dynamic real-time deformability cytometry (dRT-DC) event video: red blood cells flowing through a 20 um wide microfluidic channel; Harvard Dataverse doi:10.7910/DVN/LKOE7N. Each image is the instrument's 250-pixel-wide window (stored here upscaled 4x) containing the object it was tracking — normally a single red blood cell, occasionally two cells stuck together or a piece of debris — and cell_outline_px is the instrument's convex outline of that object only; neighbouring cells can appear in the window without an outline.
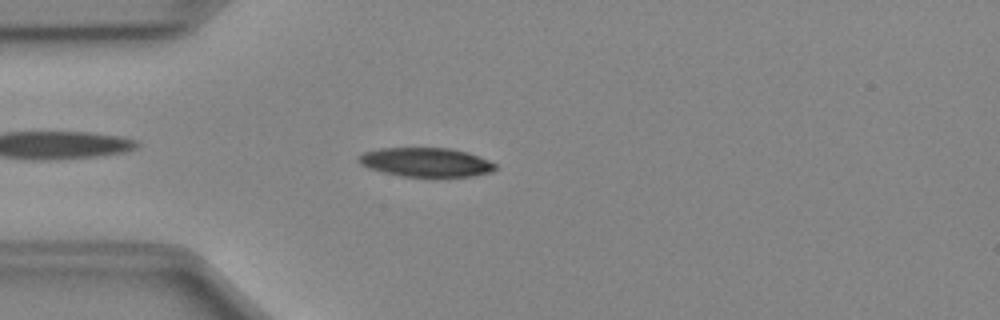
{"species": "Egyptian fruit bat (a non-hibernating species)", "species_latin": "Rousettus aegyptiacus", "temperature_condition": "cold", "stored_images_in_passage": 49, "camera_frame_rate_fps": 3000, "um_per_image_px": 0.085, "animal": {"sex": "female"}, "frame": {"image": 1, "passage_image": 12, "time_ms": 3.667, "image_size_px": [1000, 320], "cell_outline_px": [[496, 168], [492, 172], [472, 176], [436, 180], [432, 180], [400, 176], [368, 168], [360, 164], [356, 160], [356, 156], [364, 152], [380, 148], [448, 148], [468, 152], [488, 160], [496, 164]], "centroid_in_image_um": [36.21, 13.84], "position_along_channel_um": 48.8, "area_um2": 24.22}}
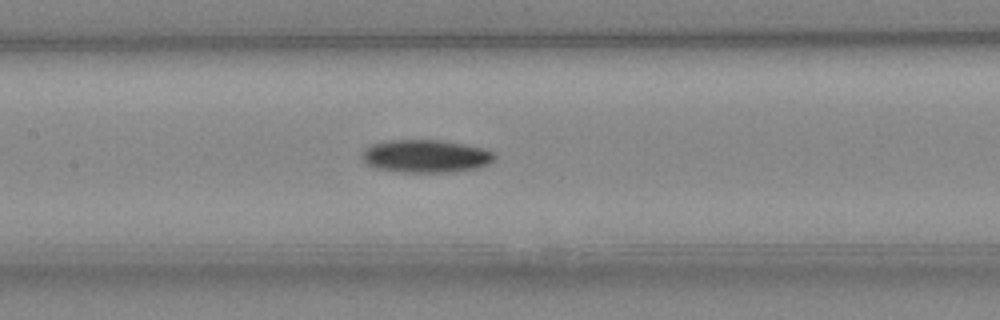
{"frame": {"image": 2, "passage_image": 22, "time_ms": 7.0, "image_size_px": [1000, 320], "cell_outline_px": [[496, 160], [480, 168], [456, 172], [400, 172], [376, 168], [368, 164], [360, 156], [364, 148], [372, 144], [388, 140], [440, 140], [464, 144], [484, 148], [496, 152]], "centroid_in_image_um": [36.24, 13.28], "position_along_channel_um": 171.2, "area_um2": 25.78}}
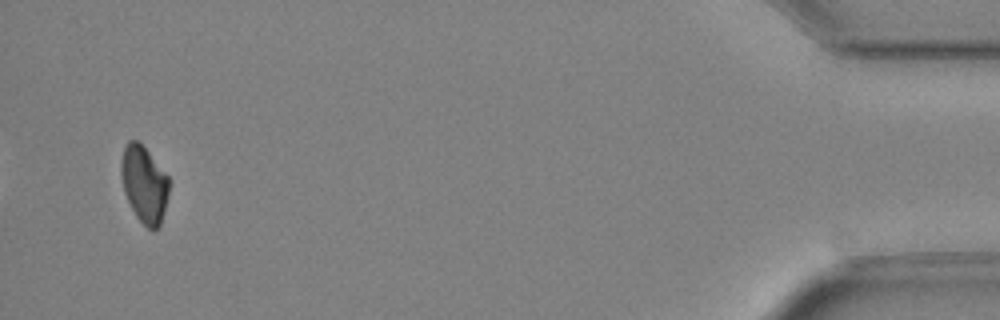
{"frame": {"image": 3, "passage_image": 47, "time_ms": 15.333, "image_size_px": [1000, 320], "cell_outline_px": [[168, 196], [160, 224], [152, 232], [136, 216], [124, 192], [120, 172], [120, 164], [124, 148], [128, 140], [136, 140], [148, 152], [168, 176]], "centroid_in_image_um": [12.24, 15.66], "position_along_channel_um": 423.0, "area_um2": 21.04}, "authors_computed_cell_mechanics": {"area_um2": 23.3512, "velocity_mm_per_s": 4.0271, "shape_relaxation_time_tau1_ms": 4.8231, "shape_relaxation_time_tau2_ms": null, "deformation_change_tau1": 0.1281, "deformation_change_tau2": null}}